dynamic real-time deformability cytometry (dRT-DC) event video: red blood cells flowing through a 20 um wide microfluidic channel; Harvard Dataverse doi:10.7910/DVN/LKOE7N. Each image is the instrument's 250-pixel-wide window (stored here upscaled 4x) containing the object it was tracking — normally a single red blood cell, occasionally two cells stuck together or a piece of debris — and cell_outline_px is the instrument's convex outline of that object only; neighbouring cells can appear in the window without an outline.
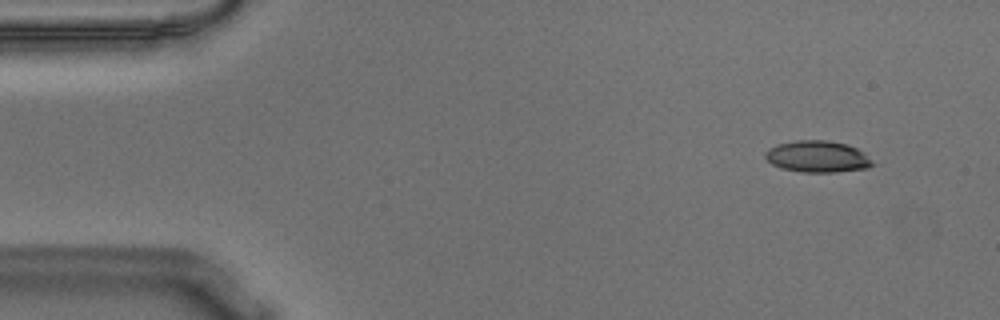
{"species": "Egyptian fruit bat (a non-hibernating species)", "species_latin": "Rousettus aegyptiacus", "temperature_condition": "warm", "stored_images_in_passage": 55, "camera_frame_rate_fps": 3000, "um_per_image_px": 0.085, "animal": {"sex": "male"}, "frame": {"image": 1, "passage_image": 5, "time_ms": 1.333, "image_size_px": [1000, 320], "cell_outline_px": [[876, 164], [868, 168], [832, 172], [804, 172], [780, 168], [772, 164], [764, 156], [764, 152], [768, 148], [776, 144], [796, 140], [828, 140], [848, 144], [864, 152]], "centroid_in_image_um": [69.48, 13.3], "position_along_channel_um": 15.5, "area_um2": 19.94}}
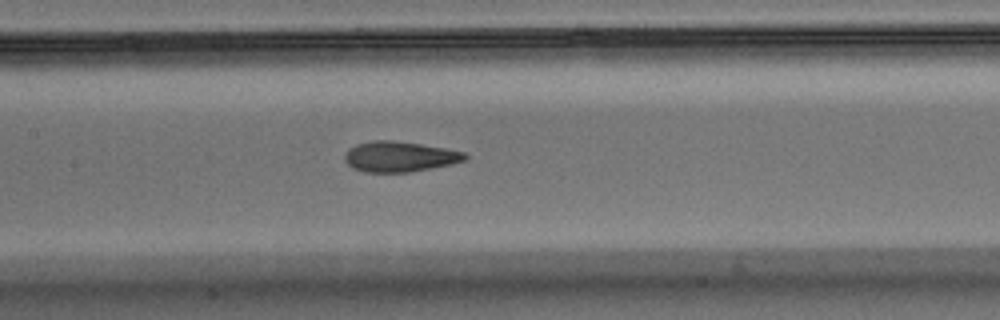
{"frame": {"image": 2, "passage_image": 26, "time_ms": 8.333, "image_size_px": [1000, 320], "cell_outline_px": [[468, 156], [464, 160], [452, 164], [432, 168], [408, 172], [364, 172], [352, 168], [344, 160], [344, 156], [348, 148], [356, 144], [372, 140], [392, 140], [420, 144], [444, 148], [464, 152]], "centroid_in_image_um": [33.92, 13.31], "position_along_channel_um": 173.5, "area_um2": 21.33}}
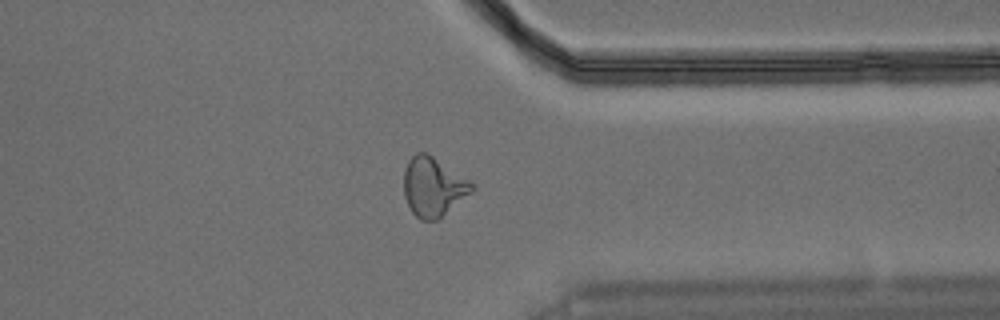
{"frame": {"image": 3, "passage_image": 43, "time_ms": 14.0, "image_size_px": [1000, 320], "cell_outline_px": [[476, 188], [472, 192], [436, 220], [420, 220], [412, 212], [404, 196], [404, 168], [408, 160], [416, 152], [428, 152], [468, 180]], "centroid_in_image_um": [36.79, 15.86], "position_along_channel_um": 374.6, "area_um2": 23.24}, "authors_computed_cell_mechanics": {"area_um2": 21.1548, "velocity_mm_per_s": 3.6352, "shape_relaxation_time_tau1_ms": 9.9593, "shape_relaxation_time_tau2_ms": 2.026, "deformation_change_tau1": 0.2703, "deformation_change_tau2": 0.0988}}